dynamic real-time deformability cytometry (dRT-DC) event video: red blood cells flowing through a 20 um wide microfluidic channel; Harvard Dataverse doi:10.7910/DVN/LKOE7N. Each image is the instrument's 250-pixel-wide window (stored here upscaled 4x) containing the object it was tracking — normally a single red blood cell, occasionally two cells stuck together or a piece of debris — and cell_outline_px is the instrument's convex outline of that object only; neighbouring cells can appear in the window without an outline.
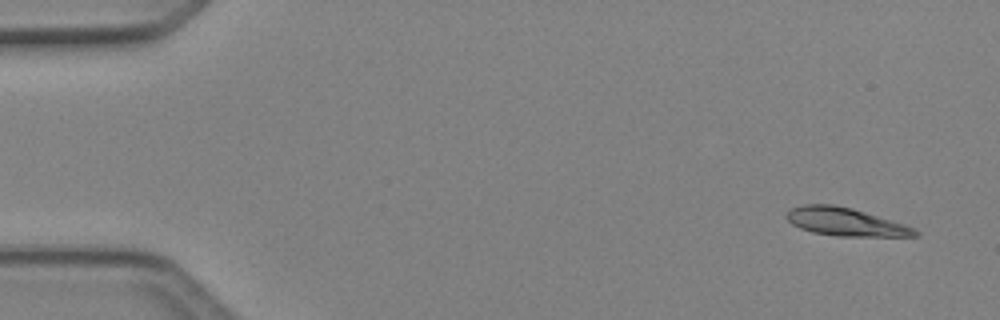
{"species": "Egyptian fruit bat (a non-hibernating species)", "species_latin": "Rousettus aegyptiacus", "temperature_condition": "cold", "stored_images_in_passage": 6, "camera_frame_rate_fps": 3000, "um_per_image_px": 0.085, "animal": {"sex": "female"}, "frame": {"image": 1, "passage_image": 1, "time_ms": 0.0, "image_size_px": [1000, 320], "cell_outline_px": [[920, 236], [836, 236], [812, 232], [800, 228], [792, 224], [784, 216], [792, 208], [804, 204], [832, 204], [852, 208], [904, 224], [920, 232]], "centroid_in_image_um": [71.84, 18.86], "position_along_channel_um": 13.2, "area_um2": 20.87}}
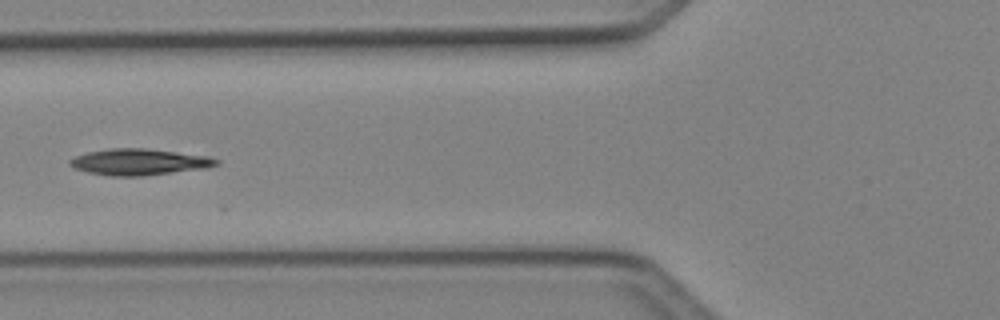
{"frame": {"image": 2, "passage_image": 5, "time_ms": 1.333, "image_size_px": [1000, 320], "cell_outline_px": [[220, 164], [204, 168], [144, 176], [112, 176], [88, 172], [76, 168], [68, 164], [68, 160], [76, 156], [88, 152], [108, 148], [144, 148], [208, 156], [220, 160]], "centroid_in_image_um": [11.83, 13.76], "position_along_channel_um": 114.0, "area_um2": 22.31}}
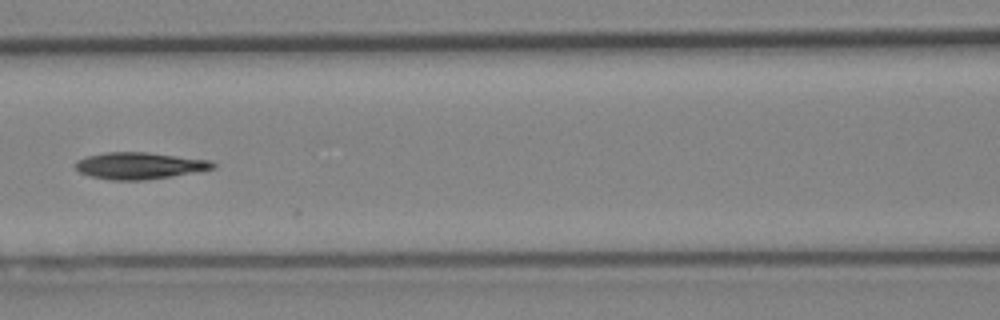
{"frame": {"image": 3, "passage_image": 6, "time_ms": 1.667, "image_size_px": [1000, 320], "cell_outline_px": [[216, 168], [172, 176], [144, 180], [112, 180], [92, 176], [80, 172], [76, 168], [76, 160], [88, 156], [108, 152], [148, 152], [212, 160], [216, 164]], "centroid_in_image_um": [11.9, 14.08], "position_along_channel_um": 154.7, "area_um2": 21.33}}